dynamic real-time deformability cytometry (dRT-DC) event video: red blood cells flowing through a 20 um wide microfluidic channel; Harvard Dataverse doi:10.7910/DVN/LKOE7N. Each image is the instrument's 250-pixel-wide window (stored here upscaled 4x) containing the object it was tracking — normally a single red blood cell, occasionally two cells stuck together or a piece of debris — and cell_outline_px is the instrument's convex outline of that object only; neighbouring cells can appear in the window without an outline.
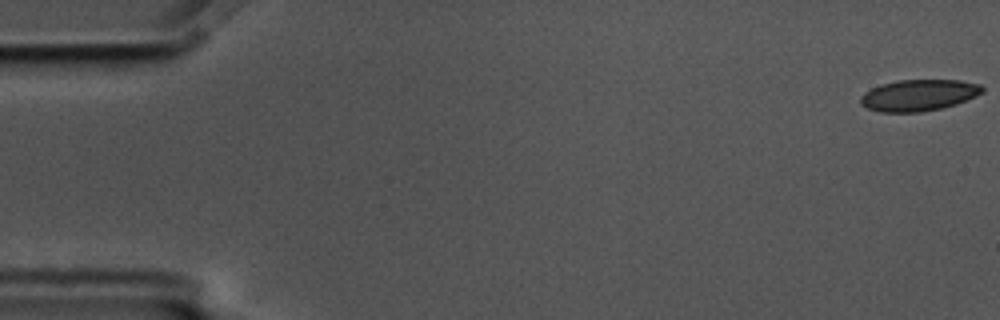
{"species": "common noctule bat (a hibernating species)", "species_latin": "Nyctalus noctula", "temperature_condition": "cold", "stored_images_in_passage": 56, "camera_frame_rate_fps": 3000, "um_per_image_px": 0.085, "animal": {"sex": "male", "body_mass_g": 17.5, "forearm_length_mm": 52.3}, "frame": {"image": 1, "passage_image": 1, "time_ms": 0.0, "image_size_px": [1000, 320], "cell_outline_px": [[984, 92], [976, 96], [956, 104], [940, 108], [920, 112], [880, 112], [868, 108], [860, 104], [860, 96], [864, 92], [880, 84], [896, 80], [960, 80], [980, 84], [984, 88]], "centroid_in_image_um": [78.08, 8.08], "position_along_channel_um": 6.9, "area_um2": 22.37}}
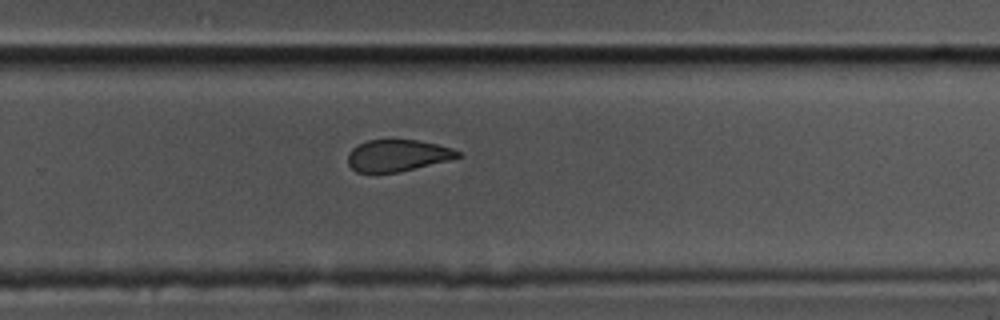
{"frame": {"image": 2, "passage_image": 37, "time_ms": 12.0, "image_size_px": [1000, 320], "cell_outline_px": [[460, 156], [448, 160], [400, 172], [356, 172], [348, 164], [348, 152], [356, 144], [368, 140], [416, 140], [436, 144], [452, 148], [460, 152]], "centroid_in_image_um": [33.75, 13.21], "position_along_channel_um": 296.1, "area_um2": 20.17}}
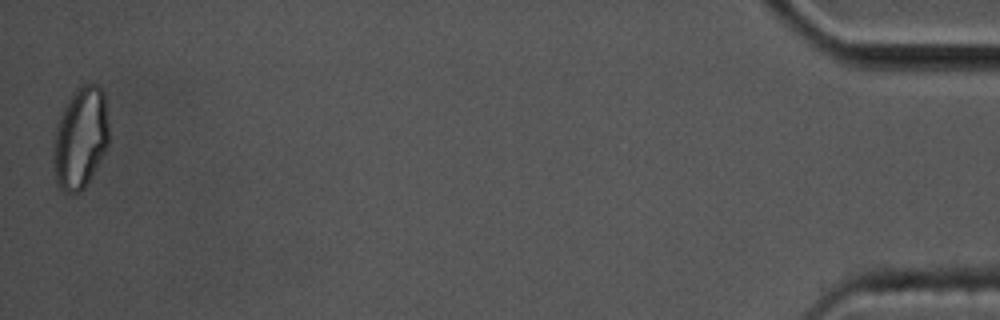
{"frame": {"image": 3, "passage_image": 56, "time_ms": 18.333, "image_size_px": [1000, 320], "cell_outline_px": [[108, 144], [88, 184], [80, 192], [64, 192], [56, 184], [52, 164], [52, 140], [60, 116], [72, 92], [80, 84], [96, 84], [104, 92], [108, 124]], "centroid_in_image_um": [6.8, 11.75], "position_along_channel_um": 428.4, "area_um2": 33.23}, "authors_computed_cell_mechanics": {"area_um2": 22.7732, "velocity_mm_per_s": 3.5749, "shape_relaxation_time_tau1_ms": 4.614, "shape_relaxation_time_tau2_ms": 3.9482, "deformation_change_tau1": 0.1064, "deformation_change_tau2": 0.0855}}